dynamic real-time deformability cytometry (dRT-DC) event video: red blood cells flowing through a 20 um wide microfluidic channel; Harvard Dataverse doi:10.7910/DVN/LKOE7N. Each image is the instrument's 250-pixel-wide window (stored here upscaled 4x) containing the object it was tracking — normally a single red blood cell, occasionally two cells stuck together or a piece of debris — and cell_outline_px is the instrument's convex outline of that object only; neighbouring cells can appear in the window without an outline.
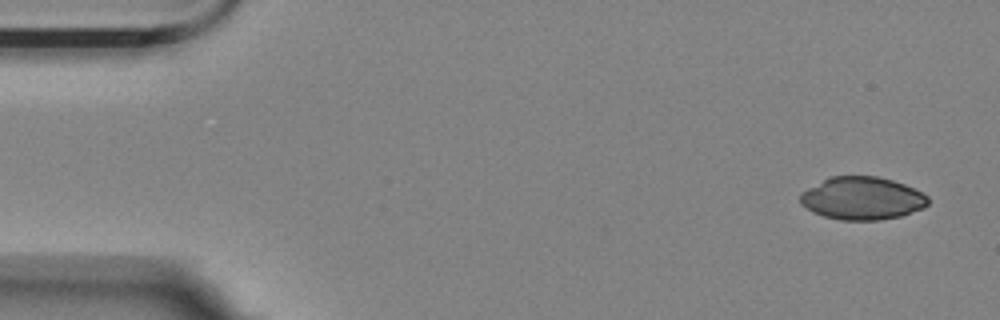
{"species": "Egyptian fruit bat (a non-hibernating species)", "species_latin": "Rousettus aegyptiacus", "temperature_condition": "room temperature", "stored_images_in_passage": 2, "camera_frame_rate_fps": 3000, "um_per_image_px": 0.085, "animal": {"sex": "female"}, "frame": {"image": 1, "passage_image": 2, "time_ms": 0.333, "image_size_px": [1000, 320], "cell_outline_px": [[928, 204], [924, 208], [900, 216], [880, 220], [840, 220], [824, 216], [812, 212], [800, 204], [800, 192], [828, 176], [876, 176], [892, 180], [904, 184], [928, 196]], "centroid_in_image_um": [73.24, 16.85], "position_along_channel_um": 11.8, "area_um2": 32.02}}